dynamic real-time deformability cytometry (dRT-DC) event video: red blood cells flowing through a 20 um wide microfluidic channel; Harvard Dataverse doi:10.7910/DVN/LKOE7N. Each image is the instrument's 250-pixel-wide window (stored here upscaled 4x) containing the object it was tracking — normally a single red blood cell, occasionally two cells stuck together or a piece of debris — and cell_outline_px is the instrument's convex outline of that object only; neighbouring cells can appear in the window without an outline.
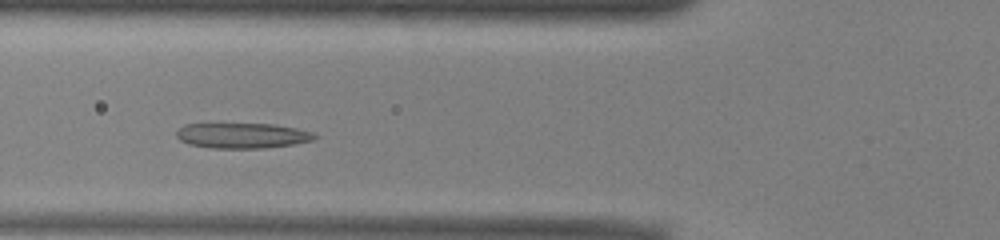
{"species": "common noctule bat (a hibernating species)", "species_latin": "Nyctalus noctula", "temperature_condition": "warm", "stored_images_in_passage": 44, "camera_frame_rate_fps": 3000, "um_per_image_px": 0.085, "animal": {"sex": "male", "body_mass_g": 13.0, "forearm_length_mm": 53.1}, "frame": {"image": 1, "passage_image": 11, "time_ms": 3.333, "image_size_px": [1000, 240], "cell_outline_px": [[320, 136], [312, 140], [292, 144], [264, 148], [212, 148], [188, 144], [180, 140], [176, 136], [176, 132], [184, 124], [272, 124], [296, 128], [312, 132]], "centroid_in_image_um": [20.59, 11.52], "position_along_channel_um": 105.2, "area_um2": 20.29}}
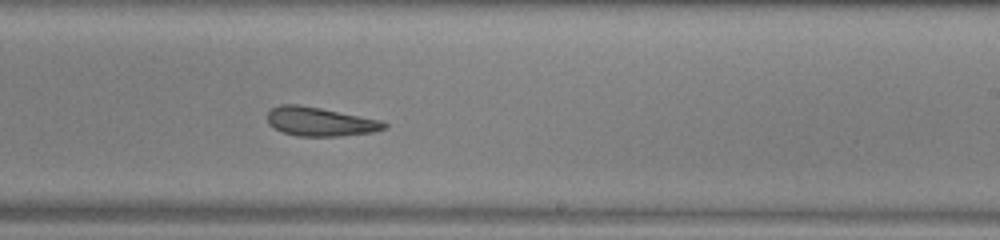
{"frame": {"image": 2, "passage_image": 23, "time_ms": 7.333, "image_size_px": [1000, 240], "cell_outline_px": [[388, 128], [372, 132], [340, 136], [296, 136], [284, 132], [268, 124], [268, 112], [272, 108], [280, 104], [296, 104], [320, 108], [380, 120], [388, 124]], "centroid_in_image_um": [27.21, 10.34], "position_along_channel_um": 261.8, "area_um2": 19.48}}
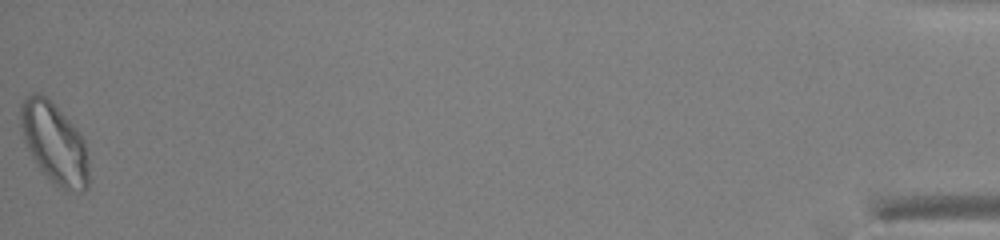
{"frame": {"image": 3, "passage_image": 44, "time_ms": 14.333, "image_size_px": [1000, 240], "cell_outline_px": [[88, 188], [84, 192], [80, 192], [64, 188], [48, 180], [40, 172], [24, 140], [20, 124], [20, 108], [24, 100], [32, 92], [40, 92], [72, 124], [84, 140], [88, 156]], "centroid_in_image_um": [4.62, 12.21], "position_along_channel_um": 430.6, "area_um2": 31.73}, "authors_computed_cell_mechanics": {"area_um2": 21.7039, "velocity_mm_per_s": 3.9263, "shape_relaxation_time_tau1_ms": null, "shape_relaxation_time_tau2_ms": 2.3243, "deformation_change_tau1": null, "deformation_change_tau2": 0.0986}}